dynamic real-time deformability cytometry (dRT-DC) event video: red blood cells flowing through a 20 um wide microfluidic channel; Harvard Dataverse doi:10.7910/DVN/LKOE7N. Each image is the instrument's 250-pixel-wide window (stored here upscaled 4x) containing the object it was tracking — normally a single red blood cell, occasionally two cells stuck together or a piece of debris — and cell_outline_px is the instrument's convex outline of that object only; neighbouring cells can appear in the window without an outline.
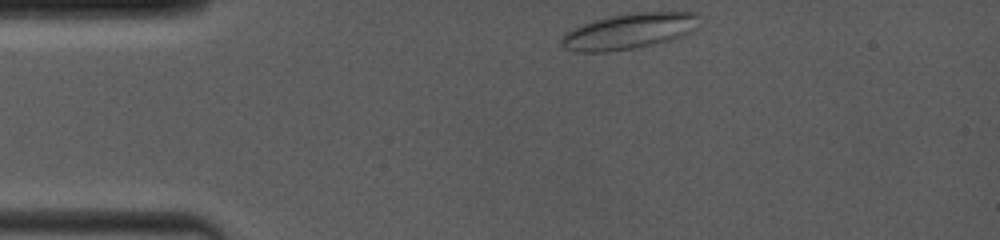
{"species": "common noctule bat (a hibernating species)", "species_latin": "Nyctalus noctula", "temperature_condition": "room temperature", "stored_images_in_passage": 44, "camera_frame_rate_fps": 4000, "um_per_image_px": 0.085, "animal": {"sex": "female", "body_mass_g": 19.0, "forearm_length_mm": 53.3}, "frame": {"image": 1, "passage_image": 1, "time_ms": 0.0, "image_size_px": [1000, 240], "cell_outline_px": [[700, 28], [684, 36], [672, 40], [632, 48], [608, 52], [576, 52], [564, 48], [560, 44], [560, 36], [564, 32], [572, 28], [596, 20], [612, 16], [640, 12], [700, 12]], "centroid_in_image_um": [53.53, 2.65], "position_along_channel_um": 31.5, "area_um2": 29.07}}
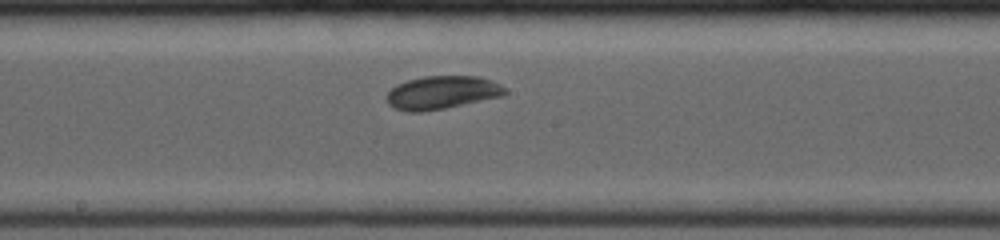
{"frame": {"image": 2, "passage_image": 20, "time_ms": 5.75, "image_size_px": [1000, 240], "cell_outline_px": [[508, 92], [500, 96], [444, 108], [420, 112], [408, 112], [396, 108], [388, 104], [388, 92], [396, 84], [408, 80], [424, 76], [480, 76], [492, 80], [500, 84]], "centroid_in_image_um": [37.56, 7.85], "position_along_channel_um": 210.6, "area_um2": 22.6}}
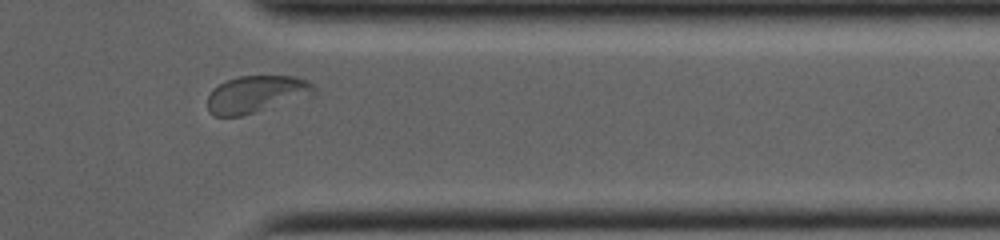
{"frame": {"image": 3, "passage_image": 37, "time_ms": 10.25, "image_size_px": [1000, 240], "cell_outline_px": [[316, 92], [312, 96], [240, 116], [216, 116], [208, 108], [208, 96], [212, 88], [228, 80], [240, 76], [292, 76], [308, 80], [316, 88]], "centroid_in_image_um": [21.82, 8.0], "position_along_channel_um": 389.6, "area_um2": 22.89}, "authors_computed_cell_mechanics": {"area_um2": 23.2645, "velocity_mm_per_s": 3.9528, "shape_relaxation_time_tau1_ms": 3.3368, "shape_relaxation_time_tau2_ms": 1.8247, "deformation_change_tau1": 0.0852, "deformation_change_tau2": 0.0389}}